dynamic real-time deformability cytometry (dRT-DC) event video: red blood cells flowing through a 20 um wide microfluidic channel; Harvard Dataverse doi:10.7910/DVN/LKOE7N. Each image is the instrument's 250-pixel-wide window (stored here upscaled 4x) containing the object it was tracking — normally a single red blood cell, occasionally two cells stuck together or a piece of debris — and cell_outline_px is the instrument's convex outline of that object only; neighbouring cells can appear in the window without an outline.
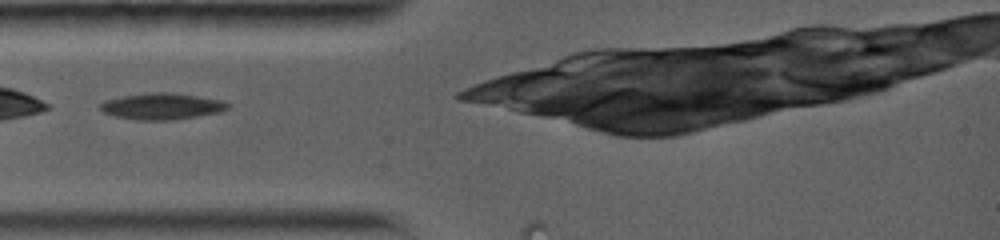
{"species": "common noctule bat (a hibernating species)", "species_latin": "Nyctalus noctula", "temperature_condition": "warm", "stored_images_in_passage": 3, "camera_frame_rate_fps": 5000, "um_per_image_px": 0.085, "animal": {"sex": "female", "body_mass_g": 19.0, "forearm_length_mm": 56.7}, "frame": {"image": 1, "passage_image": 1, "time_ms": 0.0, "image_size_px": [1000, 240], "cell_outline_px": [[232, 104], [228, 108], [220, 112], [172, 120], [136, 120], [116, 116], [104, 112], [100, 108], [100, 104], [104, 100], [124, 96], [152, 92], [164, 92], [196, 96], [220, 100]], "centroid_in_image_um": [13.76, 9.04], "position_along_channel_um": 71.2, "area_um2": 19.31}}
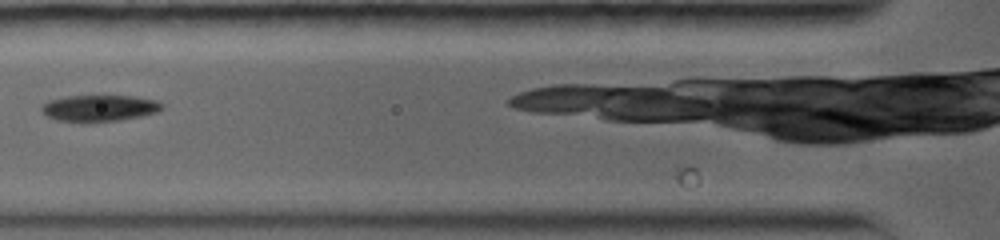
{"frame": {"image": 2, "passage_image": 2, "time_ms": 1.2, "image_size_px": [1000, 240], "cell_outline_px": [[164, 108], [156, 112], [140, 116], [120, 120], [88, 124], [80, 124], [56, 120], [48, 116], [40, 108], [48, 100], [68, 96], [132, 96], [156, 100], [164, 104]], "centroid_in_image_um": [8.43, 9.22], "position_along_channel_um": 117.4, "area_um2": 18.96}}